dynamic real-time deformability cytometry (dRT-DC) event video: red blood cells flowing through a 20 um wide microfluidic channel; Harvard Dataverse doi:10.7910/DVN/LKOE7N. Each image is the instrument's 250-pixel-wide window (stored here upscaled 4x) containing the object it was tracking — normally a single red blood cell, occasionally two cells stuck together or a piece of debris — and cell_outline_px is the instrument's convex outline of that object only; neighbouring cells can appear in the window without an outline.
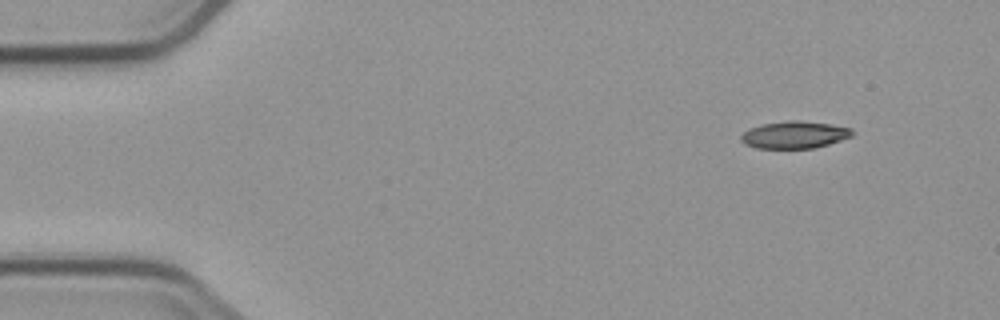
{"species": "common noctule bat (a hibernating species)", "species_latin": "Nyctalus noctula", "temperature_condition": "cold", "stored_images_in_passage": 4, "segment_of_instrument_passage": [1, 2], "camera_frame_rate_fps": 3000, "um_per_image_px": 0.085, "animal": {"sex": "male", "body_mass_g": 23.1, "forearm_length_mm": 52.7}, "frame": {"image": 1, "passage_image": 1, "time_ms": 0.0, "image_size_px": [1000, 320], "cell_outline_px": [[852, 136], [828, 144], [812, 148], [756, 148], [744, 144], [740, 140], [740, 136], [744, 132], [752, 128], [764, 124], [788, 120], [796, 120], [828, 124], [852, 128]], "centroid_in_image_um": [67.51, 11.46], "position_along_channel_um": 17.5, "area_um2": 17.34}}
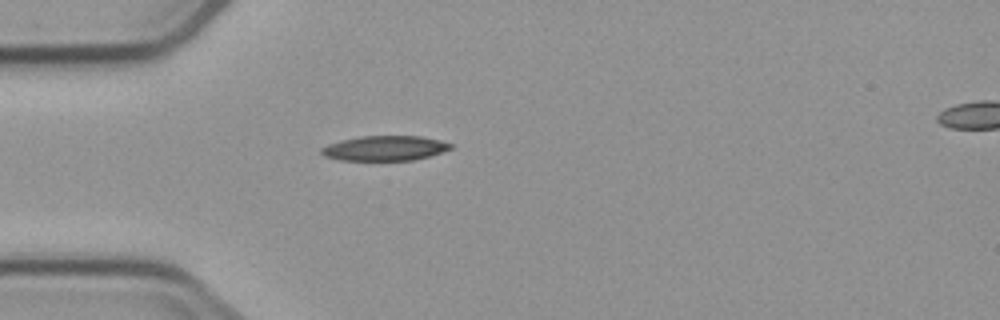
{"frame": {"image": 2, "passage_image": 3, "time_ms": 3.333, "image_size_px": [1000, 320], "cell_outline_px": [[452, 148], [428, 156], [412, 160], [340, 160], [324, 156], [320, 152], [320, 148], [328, 144], [360, 136], [420, 136], [440, 140], [452, 144]], "centroid_in_image_um": [32.68, 12.59], "position_along_channel_um": 52.3, "area_um2": 18.55}}